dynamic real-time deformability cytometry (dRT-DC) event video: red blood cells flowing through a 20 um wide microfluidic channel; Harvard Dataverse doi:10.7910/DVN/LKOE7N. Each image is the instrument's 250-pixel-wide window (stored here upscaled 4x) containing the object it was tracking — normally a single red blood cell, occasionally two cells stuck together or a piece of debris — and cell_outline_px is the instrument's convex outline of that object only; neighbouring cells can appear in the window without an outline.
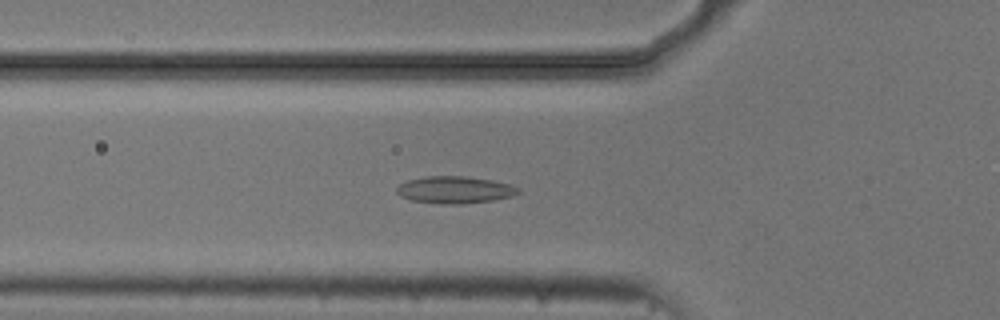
{"species": "common noctule bat (a hibernating species)", "species_latin": "Nyctalus noctula", "temperature_condition": "cold", "stored_images_in_passage": 53, "camera_frame_rate_fps": 3000, "um_per_image_px": 0.085, "animal": {"sex": "male", "body_mass_g": 20.5, "forearm_length_mm": 52.5}, "frame": {"image": 1, "passage_image": 18, "time_ms": 5.667, "image_size_px": [1000, 320], "cell_outline_px": [[520, 192], [512, 196], [492, 200], [464, 204], [440, 204], [412, 200], [400, 196], [396, 192], [396, 188], [400, 184], [408, 180], [424, 176], [464, 176], [492, 180], [508, 184], [520, 188]], "centroid_in_image_um": [38.64, 16.13], "position_along_channel_um": 87.2, "area_um2": 19.19}}
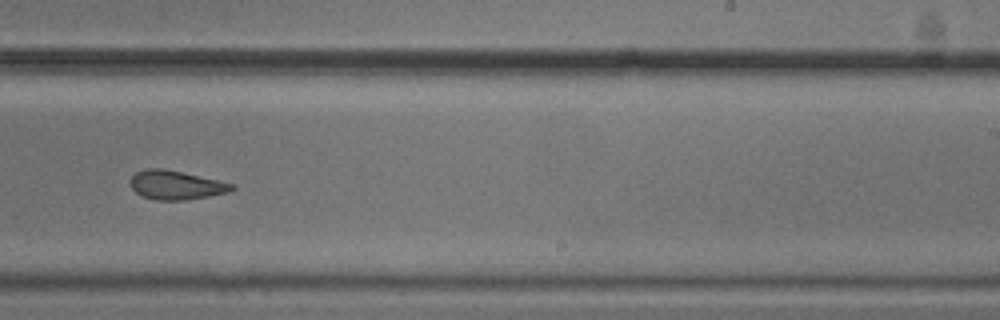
{"frame": {"image": 2, "passage_image": 33, "time_ms": 10.667, "image_size_px": [1000, 320], "cell_outline_px": [[236, 188], [228, 192], [208, 196], [184, 200], [156, 200], [144, 196], [136, 192], [132, 188], [132, 176], [136, 172], [148, 168], [160, 168], [180, 172], [236, 184]], "centroid_in_image_um": [14.99, 15.73], "position_along_channel_um": 274.0, "area_um2": 16.76}}
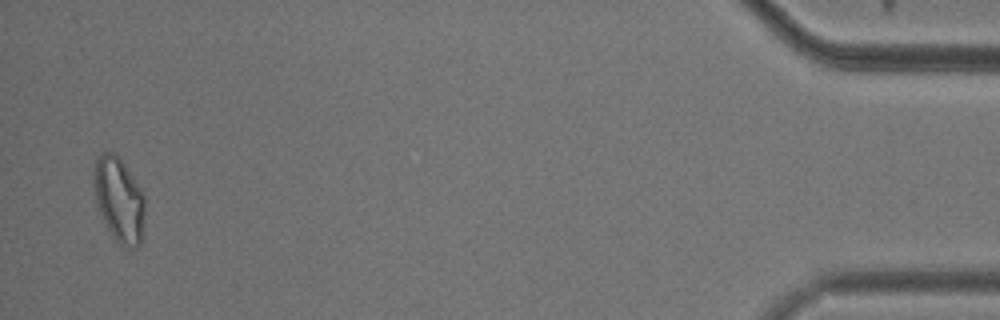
{"frame": {"image": 3, "passage_image": 52, "time_ms": 17.0, "image_size_px": [1000, 320], "cell_outline_px": [[144, 224], [140, 244], [136, 248], [132, 248], [120, 244], [112, 236], [96, 204], [92, 176], [92, 168], [100, 152], [116, 152], [144, 192]], "centroid_in_image_um": [10.11, 16.92], "position_along_channel_um": 425.1, "area_um2": 25.55}, "authors_computed_cell_mechanics": {"area_um2": 19.1896, "velocity_mm_per_s": 3.7292, "shape_relaxation_time_tau1_ms": null, "shape_relaxation_time_tau2_ms": 2.7006, "deformation_change_tau1": null, "deformation_change_tau2": 0.0917}}